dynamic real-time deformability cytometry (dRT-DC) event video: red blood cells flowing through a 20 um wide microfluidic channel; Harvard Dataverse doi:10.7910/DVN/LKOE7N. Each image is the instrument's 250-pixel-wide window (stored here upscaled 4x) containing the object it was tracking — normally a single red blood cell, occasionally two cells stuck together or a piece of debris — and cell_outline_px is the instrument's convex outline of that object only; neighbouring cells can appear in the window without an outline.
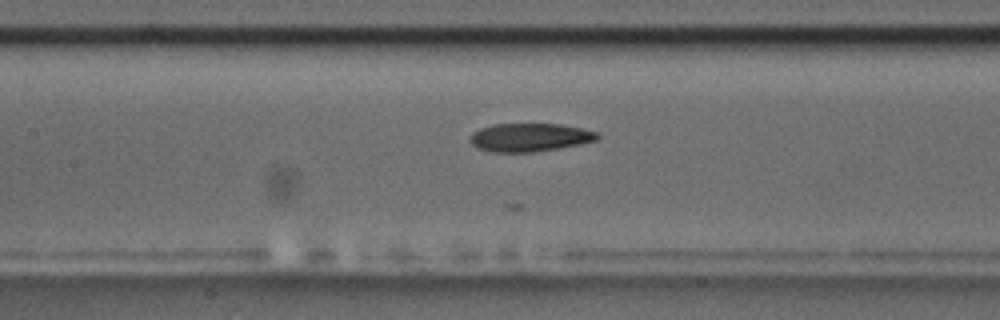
{"species": "common noctule bat (a hibernating species)", "species_latin": "Nyctalus noctula", "temperature_condition": "room temperature", "stored_images_in_passage": 14, "camera_frame_rate_fps": 3000, "um_per_image_px": 0.085, "animal": {"sex": "male", "body_mass_g": 17.5, "forearm_length_mm": 52.3}, "frame": {"image": 1, "passage_image": 8, "time_ms": 2.333, "image_size_px": [1000, 320], "cell_outline_px": [[600, 136], [596, 140], [580, 144], [560, 148], [532, 152], [492, 152], [476, 148], [468, 140], [468, 136], [472, 132], [480, 128], [492, 124], [560, 124], [580, 128], [596, 132]], "centroid_in_image_um": [44.96, 11.68], "position_along_channel_um": 162.4, "area_um2": 21.1}}